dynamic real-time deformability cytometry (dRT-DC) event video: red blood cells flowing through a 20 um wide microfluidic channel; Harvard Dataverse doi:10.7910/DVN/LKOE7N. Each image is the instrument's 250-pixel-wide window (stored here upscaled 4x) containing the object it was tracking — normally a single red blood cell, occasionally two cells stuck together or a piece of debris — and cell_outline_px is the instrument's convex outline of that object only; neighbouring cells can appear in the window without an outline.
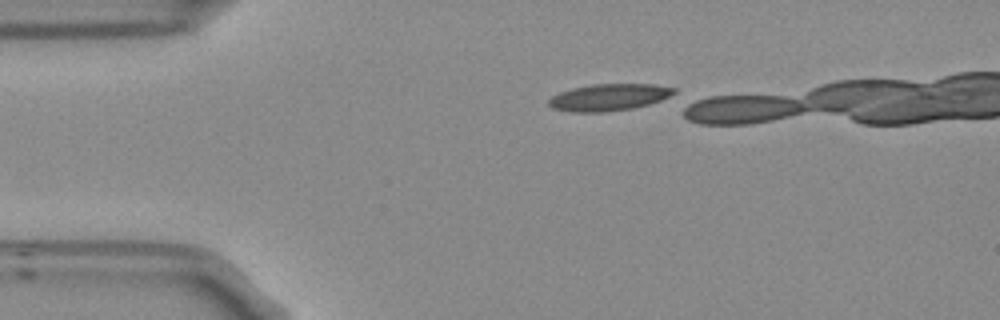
{"species": "Egyptian fruit bat (a non-hibernating species)", "species_latin": "Rousettus aegyptiacus", "temperature_condition": "room temperature", "stored_images_in_passage": 10, "camera_frame_rate_fps": 3000, "um_per_image_px": 0.085, "frame": {"image": 1, "passage_image": 1, "time_ms": 0.0, "image_size_px": [1000, 320], "cell_outline_px": [[676, 96], [648, 104], [632, 108], [604, 112], [572, 112], [552, 108], [548, 104], [548, 100], [552, 96], [560, 92], [572, 88], [592, 84], [656, 84], [676, 88]], "centroid_in_image_um": [51.81, 8.26], "position_along_channel_um": 33.2, "area_um2": 19.83}}